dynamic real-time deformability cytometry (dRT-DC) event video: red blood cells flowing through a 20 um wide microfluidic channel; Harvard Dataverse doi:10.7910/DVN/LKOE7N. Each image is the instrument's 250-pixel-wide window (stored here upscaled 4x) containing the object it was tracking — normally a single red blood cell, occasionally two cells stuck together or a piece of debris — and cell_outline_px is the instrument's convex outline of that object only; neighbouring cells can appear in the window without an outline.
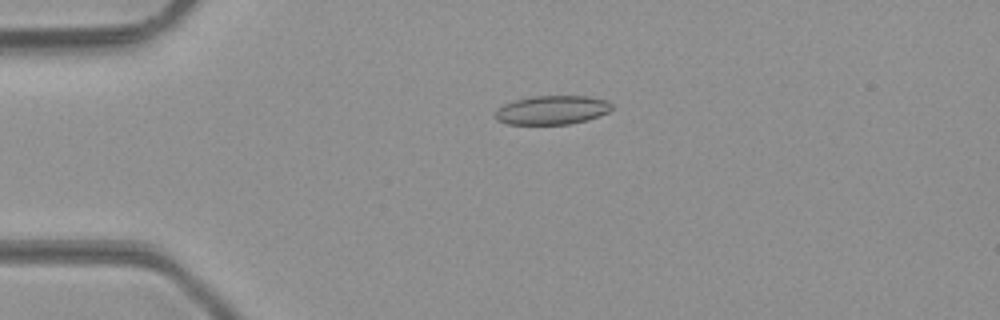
{"species": "common noctule bat (a hibernating species)", "species_latin": "Nyctalus noctula", "temperature_condition": "room temperature", "stored_images_in_passage": 49, "camera_frame_rate_fps": 3000, "um_per_image_px": 0.085, "animal": {"sex": "male", "body_mass_g": 23.1, "forearm_length_mm": 52.7}, "frame": {"image": 1, "passage_image": 12, "time_ms": 3.667, "image_size_px": [1000, 320], "cell_outline_px": [[612, 108], [608, 112], [600, 116], [568, 124], [508, 124], [496, 120], [496, 112], [504, 104], [516, 100], [532, 96], [588, 96], [608, 100], [612, 104]], "centroid_in_image_um": [46.96, 9.35], "position_along_channel_um": 38.0, "area_um2": 19.48}}
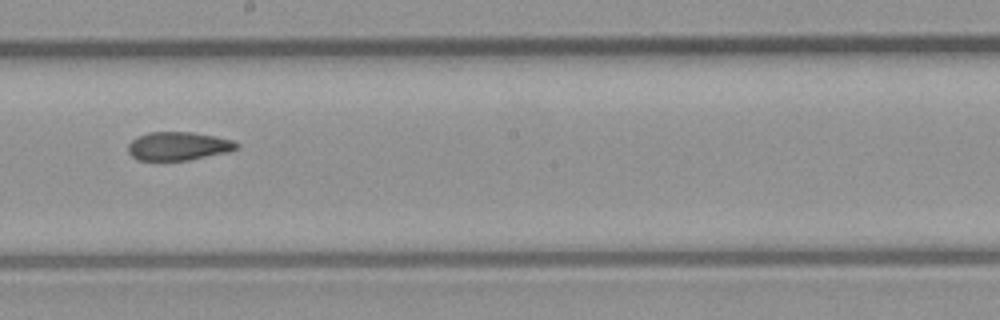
{"frame": {"image": 2, "passage_image": 28, "time_ms": 9.0, "image_size_px": [1000, 320], "cell_outline_px": [[240, 148], [228, 152], [188, 160], [136, 160], [128, 152], [128, 144], [132, 140], [148, 132], [192, 132], [216, 136], [232, 140], [240, 144]], "centroid_in_image_um": [15.19, 12.42], "position_along_channel_um": 233.0, "area_um2": 18.03}}
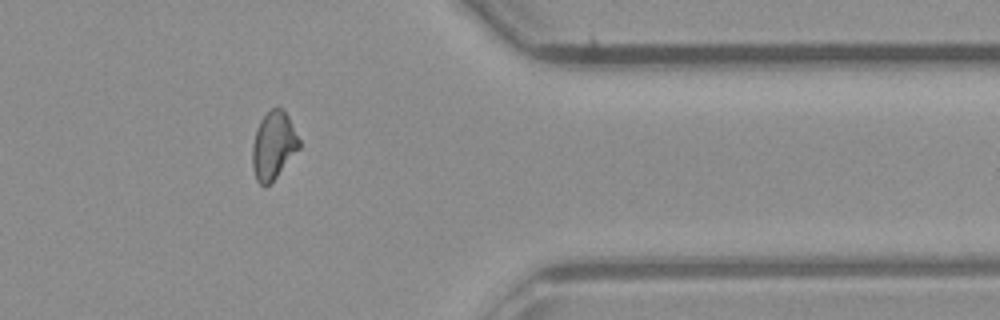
{"frame": {"image": 3, "passage_image": 40, "time_ms": 13.0, "image_size_px": [1000, 320], "cell_outline_px": [[300, 148], [276, 176], [264, 188], [256, 180], [252, 168], [252, 144], [256, 128], [260, 120], [272, 108], [284, 108], [300, 140]], "centroid_in_image_um": [23.23, 12.36], "position_along_channel_um": 388.2, "area_um2": 18.44}, "authors_computed_cell_mechanics": {"area_um2": 19.0162, "velocity_mm_per_s": 4.3104, "shape_relaxation_time_tau1_ms": null, "shape_relaxation_time_tau2_ms": 3.7541, "deformation_change_tau1": null, "deformation_change_tau2": 0.0887}}